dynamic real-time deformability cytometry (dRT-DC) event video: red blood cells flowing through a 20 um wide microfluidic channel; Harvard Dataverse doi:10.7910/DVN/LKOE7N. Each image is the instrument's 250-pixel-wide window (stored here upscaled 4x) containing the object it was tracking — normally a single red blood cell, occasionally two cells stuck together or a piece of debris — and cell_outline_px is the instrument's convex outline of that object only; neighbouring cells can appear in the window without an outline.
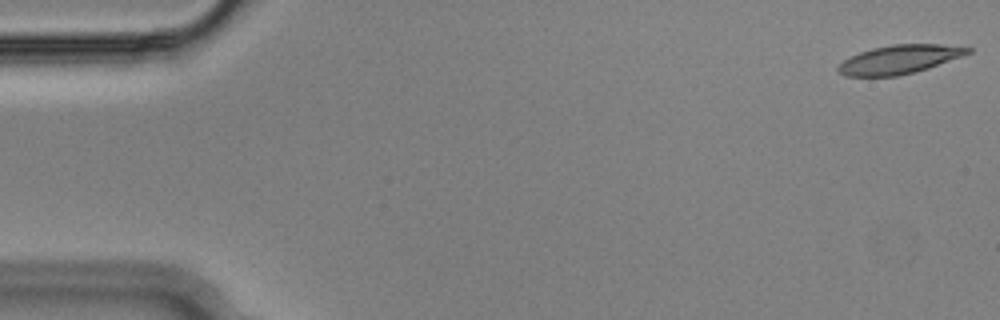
{"species": "Egyptian fruit bat (a non-hibernating species)", "species_latin": "Rousettus aegyptiacus", "temperature_condition": "cold", "stored_images_in_passage": 55, "camera_frame_rate_fps": 3000, "um_per_image_px": 0.085, "animal": {"sex": "male"}, "frame": {"image": 1, "passage_image": 1, "time_ms": 0.0, "image_size_px": [1000, 320], "cell_outline_px": [[972, 52], [928, 68], [916, 72], [896, 76], [844, 76], [836, 68], [844, 60], [860, 52], [872, 48], [892, 44], [940, 44], [972, 48]], "centroid_in_image_um": [76.44, 5.05], "position_along_channel_um": 8.6, "area_um2": 21.5}}
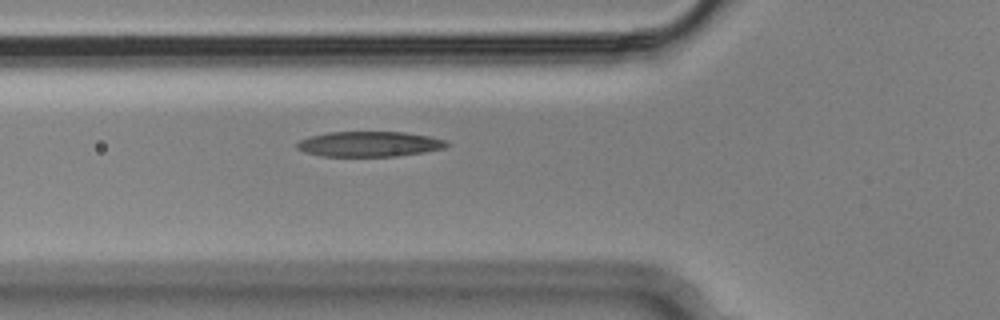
{"frame": {"image": 2, "passage_image": 19, "time_ms": 6.0, "image_size_px": [1000, 320], "cell_outline_px": [[448, 144], [444, 148], [424, 152], [396, 156], [320, 156], [304, 152], [296, 148], [296, 144], [300, 140], [312, 136], [328, 132], [404, 132], [428, 136], [444, 140]], "centroid_in_image_um": [31.35, 12.25], "position_along_channel_um": 94.4, "area_um2": 21.85}}
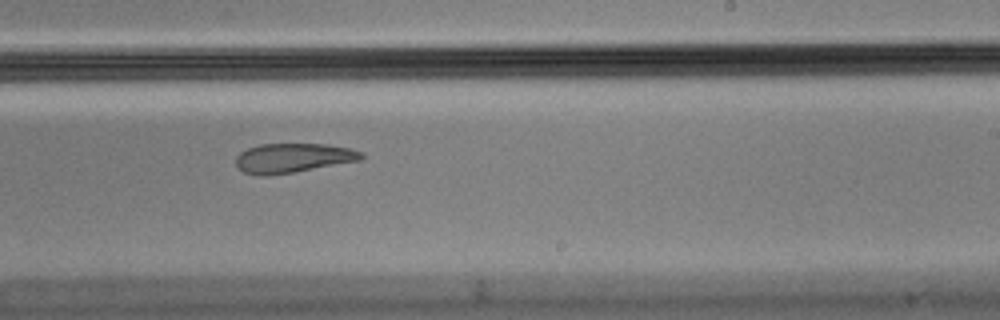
{"frame": {"image": 3, "passage_image": 33, "time_ms": 10.667, "image_size_px": [1000, 320], "cell_outline_px": [[364, 156], [360, 160], [292, 172], [264, 176], [260, 176], [244, 172], [236, 164], [236, 156], [240, 152], [248, 148], [260, 144], [328, 144], [348, 148], [364, 152]], "centroid_in_image_um": [24.89, 13.42], "position_along_channel_um": 264.1, "area_um2": 21.27}, "authors_computed_cell_mechanics": {"area_um2": 22.7154, "velocity_mm_per_s": 3.6262, "shape_relaxation_time_tau1_ms": null, "shape_relaxation_time_tau2_ms": 3.2214, "deformation_change_tau1": null, "deformation_change_tau2": 0.1043}}